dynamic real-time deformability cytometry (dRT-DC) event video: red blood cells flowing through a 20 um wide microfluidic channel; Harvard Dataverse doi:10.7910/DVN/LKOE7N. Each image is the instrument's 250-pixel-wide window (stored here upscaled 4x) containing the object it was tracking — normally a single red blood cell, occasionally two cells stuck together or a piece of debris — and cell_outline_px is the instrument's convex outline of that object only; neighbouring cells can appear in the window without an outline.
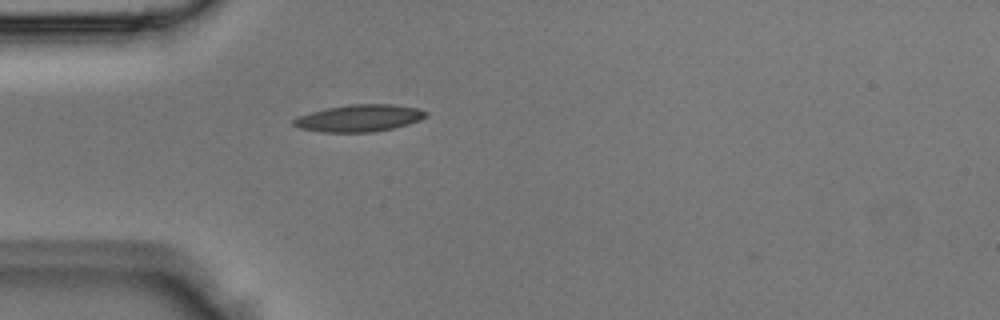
{"species": "Egyptian fruit bat (a non-hibernating species)", "species_latin": "Rousettus aegyptiacus", "temperature_condition": "room temperature", "stored_images_in_passage": 1, "camera_frame_rate_fps": 3000, "um_per_image_px": 0.085, "animal": {"sex": "male"}, "frame": {"image": 1, "passage_image": 1, "time_ms": 0.0, "image_size_px": [1000, 320], "cell_outline_px": [[428, 116], [420, 120], [408, 124], [392, 128], [372, 132], [320, 132], [300, 128], [292, 124], [292, 120], [300, 116], [312, 112], [328, 108], [352, 104], [392, 104], [416, 108], [428, 112]], "centroid_in_image_um": [30.56, 10.04], "position_along_channel_um": 54.4, "area_um2": 20.63}}